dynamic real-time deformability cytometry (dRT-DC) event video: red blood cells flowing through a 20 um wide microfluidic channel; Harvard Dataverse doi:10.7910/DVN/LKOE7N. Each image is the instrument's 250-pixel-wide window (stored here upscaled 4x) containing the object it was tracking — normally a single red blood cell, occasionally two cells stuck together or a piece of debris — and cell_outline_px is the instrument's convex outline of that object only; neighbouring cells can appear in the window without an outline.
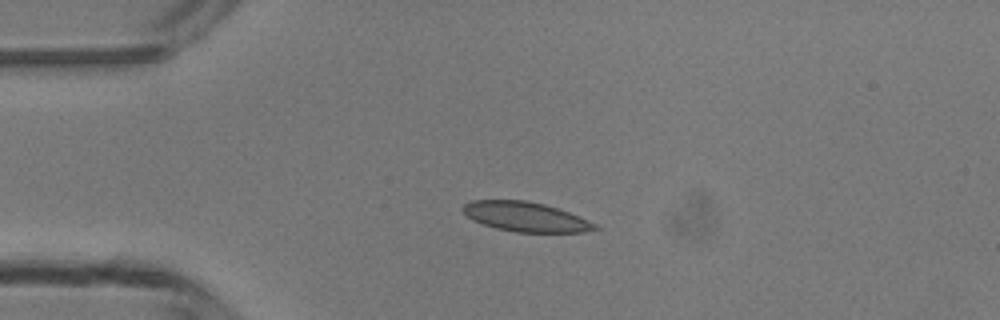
{"species": "common noctule bat (a hibernating species)", "species_latin": "Nyctalus noctula", "temperature_condition": "room temperature", "stored_images_in_passage": 4, "camera_frame_rate_fps": 3000, "um_per_image_px": 0.085, "animal": {"sex": "male", "body_mass_g": 13.3}, "frame": {"image": 1, "passage_image": 3, "time_ms": 2.333, "image_size_px": [1000, 320], "cell_outline_px": [[600, 228], [584, 232], [516, 232], [496, 228], [472, 220], [460, 208], [464, 204], [472, 200], [524, 200], [544, 204], [568, 212], [596, 224]], "centroid_in_image_um": [44.64, 18.42], "position_along_channel_um": 40.4, "area_um2": 22.54}}